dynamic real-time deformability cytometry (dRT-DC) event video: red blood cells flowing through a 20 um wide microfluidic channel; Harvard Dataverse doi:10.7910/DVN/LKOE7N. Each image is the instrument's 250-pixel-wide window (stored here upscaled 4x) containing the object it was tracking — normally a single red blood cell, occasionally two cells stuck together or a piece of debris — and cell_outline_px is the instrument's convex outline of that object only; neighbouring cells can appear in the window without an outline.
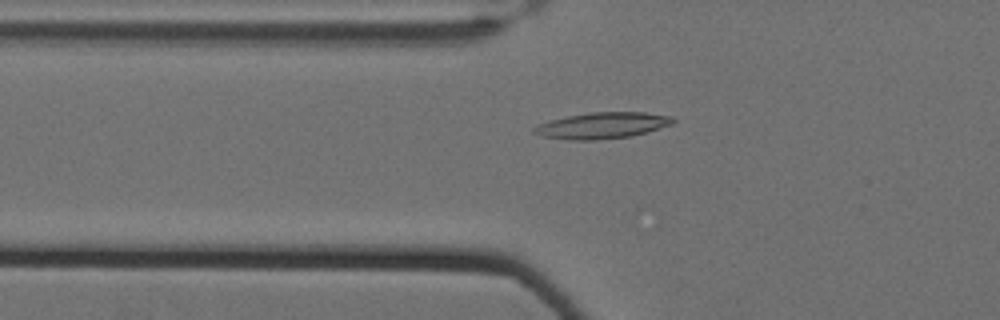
{"species": "Egyptian fruit bat (a non-hibernating species)", "species_latin": "Rousettus aegyptiacus", "temperature_condition": "cold", "stored_images_in_passage": 11, "camera_frame_rate_fps": 3000, "um_per_image_px": 0.085, "animal": {"sex": "female"}, "frame": {"image": 1, "passage_image": 4, "time_ms": 1.0, "image_size_px": [1000, 320], "cell_outline_px": [[676, 120], [672, 124], [632, 136], [592, 140], [568, 140], [544, 136], [532, 132], [532, 128], [540, 124], [552, 120], [568, 116], [592, 112], [644, 112], [672, 116]], "centroid_in_image_um": [51.21, 10.66], "position_along_channel_um": 74.6, "area_um2": 20.98}}
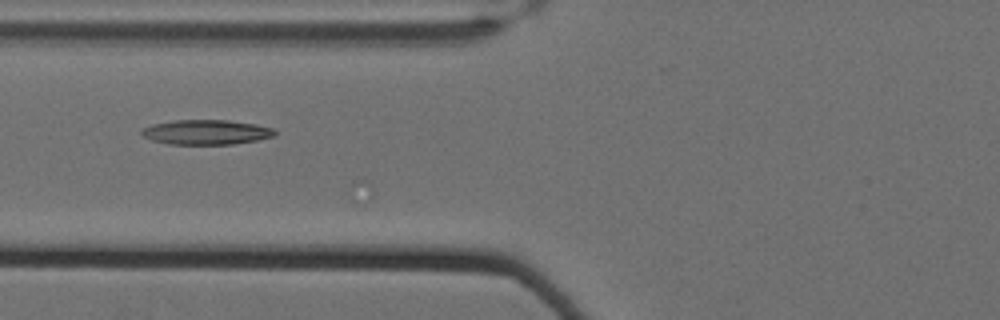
{"frame": {"image": 2, "passage_image": 7, "time_ms": 2.0, "image_size_px": [1000, 320], "cell_outline_px": [[276, 136], [256, 140], [232, 144], [168, 144], [152, 140], [144, 136], [140, 132], [144, 128], [152, 124], [176, 120], [228, 120], [256, 124], [272, 128], [276, 132]], "centroid_in_image_um": [17.54, 11.23], "position_along_channel_um": 108.3, "area_um2": 19.13}}
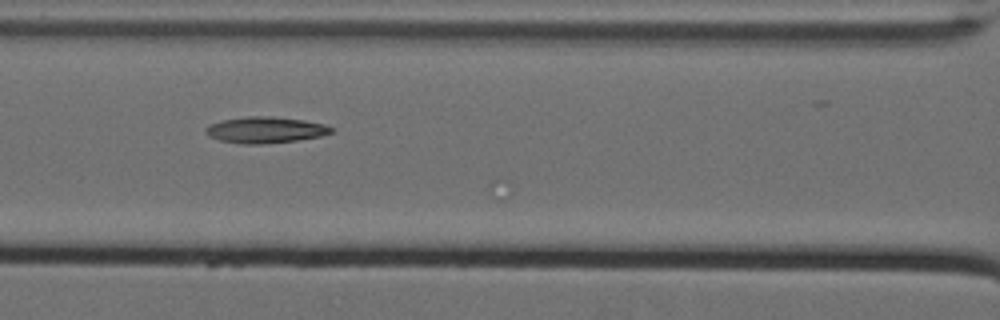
{"frame": {"image": 3, "passage_image": 10, "time_ms": 3.0, "image_size_px": [1000, 320], "cell_outline_px": [[332, 132], [320, 136], [296, 140], [264, 144], [240, 144], [220, 140], [208, 136], [204, 132], [204, 128], [208, 124], [224, 120], [248, 116], [272, 116], [304, 120], [324, 124], [332, 128]], "centroid_in_image_um": [22.5, 11.04], "position_along_channel_um": 144.1, "area_um2": 19.19}}